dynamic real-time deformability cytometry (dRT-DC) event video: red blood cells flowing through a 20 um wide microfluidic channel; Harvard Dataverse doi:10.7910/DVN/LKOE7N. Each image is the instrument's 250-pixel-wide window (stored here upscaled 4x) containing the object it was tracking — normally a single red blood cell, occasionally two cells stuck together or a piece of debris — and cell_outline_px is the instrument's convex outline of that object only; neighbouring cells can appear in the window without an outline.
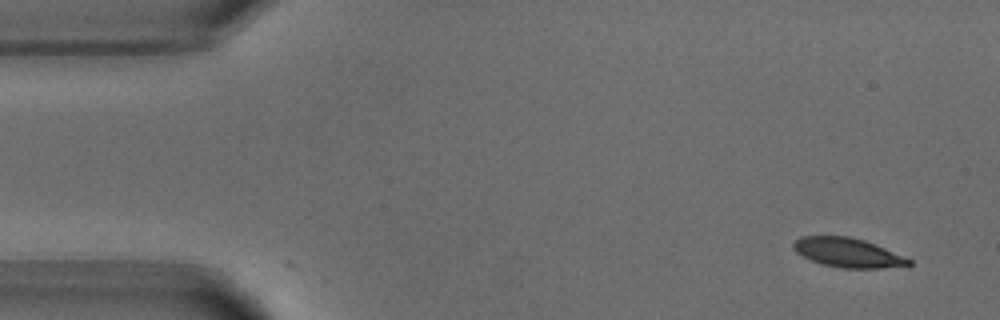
{"species": "common noctule bat (a hibernating species)", "species_latin": "Nyctalus noctula", "temperature_condition": "warm", "stored_images_in_passage": 50, "camera_frame_rate_fps": 3000, "um_per_image_px": 0.085, "animal": {"sex": "male", "body_mass_g": 18.8}, "frame": {"image": 1, "passage_image": 1, "time_ms": 0.0, "image_size_px": [1000, 320], "cell_outline_px": [[912, 264], [908, 268], [840, 268], [820, 264], [796, 252], [792, 248], [792, 244], [800, 236], [848, 236], [864, 240], [904, 256], [912, 260]], "centroid_in_image_um": [72.12, 21.5], "position_along_channel_um": 12.9, "area_um2": 19.94}}
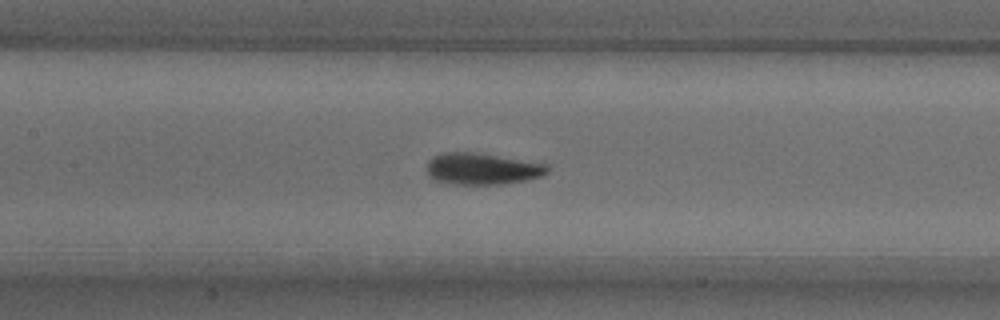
{"frame": {"image": 2, "passage_image": 21, "time_ms": 6.667, "image_size_px": [1000, 320], "cell_outline_px": [[548, 172], [544, 176], [528, 180], [504, 184], [456, 184], [436, 180], [428, 176], [428, 160], [432, 156], [444, 152], [476, 152], [544, 160], [548, 164]], "centroid_in_image_um": [41.14, 14.31], "position_along_channel_um": 166.3, "area_um2": 23.18}}
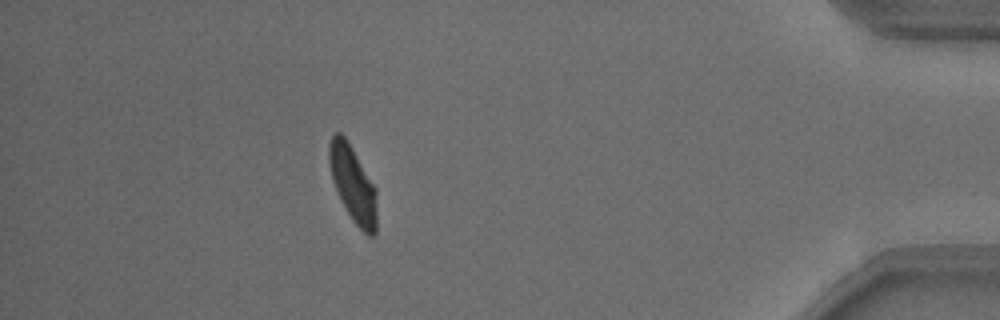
{"frame": {"image": 3, "passage_image": 44, "time_ms": 14.333, "image_size_px": [1000, 320], "cell_outline_px": [[376, 232], [372, 236], [368, 236], [352, 220], [332, 180], [328, 160], [328, 144], [332, 136], [336, 132], [340, 132], [344, 136], [352, 148], [376, 188]], "centroid_in_image_um": [29.99, 15.62], "position_along_channel_um": 405.2, "area_um2": 20.81}, "authors_computed_cell_mechanics": {"area_um2": 21.2993, "velocity_mm_per_s": 3.8146, "shape_relaxation_time_tau1_ms": 3.2124, "shape_relaxation_time_tau2_ms": 1.6311, "deformation_change_tau1": 0.1465, "deformation_change_tau2": 0.0572}}